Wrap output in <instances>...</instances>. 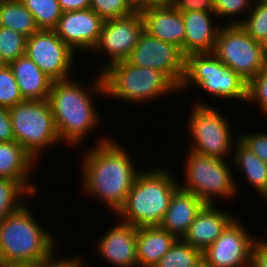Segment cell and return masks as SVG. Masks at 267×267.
Listing matches in <instances>:
<instances>
[{"instance_id": "obj_1", "label": "cell", "mask_w": 267, "mask_h": 267, "mask_svg": "<svg viewBox=\"0 0 267 267\" xmlns=\"http://www.w3.org/2000/svg\"><path fill=\"white\" fill-rule=\"evenodd\" d=\"M95 144L86 148L82 157L80 178L83 193L103 203L116 214L125 203L131 187L141 172L135 159L113 137L102 135Z\"/></svg>"}, {"instance_id": "obj_2", "label": "cell", "mask_w": 267, "mask_h": 267, "mask_svg": "<svg viewBox=\"0 0 267 267\" xmlns=\"http://www.w3.org/2000/svg\"><path fill=\"white\" fill-rule=\"evenodd\" d=\"M94 77L88 88L75 78L53 81L51 85L48 100L58 136L62 144L67 142L66 145L74 149L79 144L82 146L87 135L103 124V116L93 99L94 96L106 97L105 86L102 74L98 73Z\"/></svg>"}, {"instance_id": "obj_3", "label": "cell", "mask_w": 267, "mask_h": 267, "mask_svg": "<svg viewBox=\"0 0 267 267\" xmlns=\"http://www.w3.org/2000/svg\"><path fill=\"white\" fill-rule=\"evenodd\" d=\"M161 166L144 170L137 175L125 203L114 215L137 228L160 226L179 179Z\"/></svg>"}, {"instance_id": "obj_4", "label": "cell", "mask_w": 267, "mask_h": 267, "mask_svg": "<svg viewBox=\"0 0 267 267\" xmlns=\"http://www.w3.org/2000/svg\"><path fill=\"white\" fill-rule=\"evenodd\" d=\"M29 207L25 203L0 221L1 262L35 264L57 246L56 236L45 231Z\"/></svg>"}, {"instance_id": "obj_5", "label": "cell", "mask_w": 267, "mask_h": 267, "mask_svg": "<svg viewBox=\"0 0 267 267\" xmlns=\"http://www.w3.org/2000/svg\"><path fill=\"white\" fill-rule=\"evenodd\" d=\"M101 74L108 100L143 106V103L179 93V88L164 73L135 66L127 60L110 65Z\"/></svg>"}, {"instance_id": "obj_6", "label": "cell", "mask_w": 267, "mask_h": 267, "mask_svg": "<svg viewBox=\"0 0 267 267\" xmlns=\"http://www.w3.org/2000/svg\"><path fill=\"white\" fill-rule=\"evenodd\" d=\"M186 152L182 168L185 178L182 184L179 182L180 188L192 192L205 204L218 205L221 204L218 203L220 199H234L240 185L235 182V169L227 162L228 159L205 156L190 150Z\"/></svg>"}, {"instance_id": "obj_7", "label": "cell", "mask_w": 267, "mask_h": 267, "mask_svg": "<svg viewBox=\"0 0 267 267\" xmlns=\"http://www.w3.org/2000/svg\"><path fill=\"white\" fill-rule=\"evenodd\" d=\"M196 85V86H192ZM190 86L211 95L215 100L247 102L248 83L212 53L190 54L185 57V71L179 92ZM219 98V99H218Z\"/></svg>"}, {"instance_id": "obj_8", "label": "cell", "mask_w": 267, "mask_h": 267, "mask_svg": "<svg viewBox=\"0 0 267 267\" xmlns=\"http://www.w3.org/2000/svg\"><path fill=\"white\" fill-rule=\"evenodd\" d=\"M198 100L193 98L196 102L191 105L186 121L185 127L191 137L188 150L221 159L232 158L233 147L239 136H234L231 122L214 104Z\"/></svg>"}, {"instance_id": "obj_9", "label": "cell", "mask_w": 267, "mask_h": 267, "mask_svg": "<svg viewBox=\"0 0 267 267\" xmlns=\"http://www.w3.org/2000/svg\"><path fill=\"white\" fill-rule=\"evenodd\" d=\"M9 114L15 141L38 165L42 152L61 145L48 99L24 100L9 108Z\"/></svg>"}, {"instance_id": "obj_10", "label": "cell", "mask_w": 267, "mask_h": 267, "mask_svg": "<svg viewBox=\"0 0 267 267\" xmlns=\"http://www.w3.org/2000/svg\"><path fill=\"white\" fill-rule=\"evenodd\" d=\"M213 53L249 83L266 61L261 43L254 40L240 25H223Z\"/></svg>"}, {"instance_id": "obj_11", "label": "cell", "mask_w": 267, "mask_h": 267, "mask_svg": "<svg viewBox=\"0 0 267 267\" xmlns=\"http://www.w3.org/2000/svg\"><path fill=\"white\" fill-rule=\"evenodd\" d=\"M25 54L53 81L73 77L72 68L78 53L65 44L54 30L39 29L33 33L27 38Z\"/></svg>"}, {"instance_id": "obj_12", "label": "cell", "mask_w": 267, "mask_h": 267, "mask_svg": "<svg viewBox=\"0 0 267 267\" xmlns=\"http://www.w3.org/2000/svg\"><path fill=\"white\" fill-rule=\"evenodd\" d=\"M143 31L144 20L139 11L127 17L105 20L99 40L91 52L99 56L104 53L109 58L107 61L104 58L105 62L97 68V73L101 74L114 63L126 61Z\"/></svg>"}, {"instance_id": "obj_13", "label": "cell", "mask_w": 267, "mask_h": 267, "mask_svg": "<svg viewBox=\"0 0 267 267\" xmlns=\"http://www.w3.org/2000/svg\"><path fill=\"white\" fill-rule=\"evenodd\" d=\"M251 234L239 217H235L202 251V257L211 267H251L253 247L258 239Z\"/></svg>"}, {"instance_id": "obj_14", "label": "cell", "mask_w": 267, "mask_h": 267, "mask_svg": "<svg viewBox=\"0 0 267 267\" xmlns=\"http://www.w3.org/2000/svg\"><path fill=\"white\" fill-rule=\"evenodd\" d=\"M127 61L138 67L152 68L164 73L178 88L185 71V56L175 45L142 32Z\"/></svg>"}, {"instance_id": "obj_15", "label": "cell", "mask_w": 267, "mask_h": 267, "mask_svg": "<svg viewBox=\"0 0 267 267\" xmlns=\"http://www.w3.org/2000/svg\"><path fill=\"white\" fill-rule=\"evenodd\" d=\"M104 20L92 9L63 12L53 29L74 52L91 51L96 46Z\"/></svg>"}, {"instance_id": "obj_16", "label": "cell", "mask_w": 267, "mask_h": 267, "mask_svg": "<svg viewBox=\"0 0 267 267\" xmlns=\"http://www.w3.org/2000/svg\"><path fill=\"white\" fill-rule=\"evenodd\" d=\"M97 241V254L113 267H138L137 227L119 220Z\"/></svg>"}, {"instance_id": "obj_17", "label": "cell", "mask_w": 267, "mask_h": 267, "mask_svg": "<svg viewBox=\"0 0 267 267\" xmlns=\"http://www.w3.org/2000/svg\"><path fill=\"white\" fill-rule=\"evenodd\" d=\"M185 26L184 56L212 53L220 28L215 12H182Z\"/></svg>"}, {"instance_id": "obj_18", "label": "cell", "mask_w": 267, "mask_h": 267, "mask_svg": "<svg viewBox=\"0 0 267 267\" xmlns=\"http://www.w3.org/2000/svg\"><path fill=\"white\" fill-rule=\"evenodd\" d=\"M218 206L206 204L189 226L182 240L201 251L211 245L236 217L229 210L225 211Z\"/></svg>"}, {"instance_id": "obj_19", "label": "cell", "mask_w": 267, "mask_h": 267, "mask_svg": "<svg viewBox=\"0 0 267 267\" xmlns=\"http://www.w3.org/2000/svg\"><path fill=\"white\" fill-rule=\"evenodd\" d=\"M140 13L147 33L177 46L184 55L185 26L181 12L173 6H162L146 8Z\"/></svg>"}, {"instance_id": "obj_20", "label": "cell", "mask_w": 267, "mask_h": 267, "mask_svg": "<svg viewBox=\"0 0 267 267\" xmlns=\"http://www.w3.org/2000/svg\"><path fill=\"white\" fill-rule=\"evenodd\" d=\"M36 163L35 159L15 140L0 142V177L21 182L34 196L39 193L37 184L32 180V176L36 175L34 173L38 170Z\"/></svg>"}, {"instance_id": "obj_21", "label": "cell", "mask_w": 267, "mask_h": 267, "mask_svg": "<svg viewBox=\"0 0 267 267\" xmlns=\"http://www.w3.org/2000/svg\"><path fill=\"white\" fill-rule=\"evenodd\" d=\"M205 205L192 192L178 187L171 196L168 209L159 227L167 230L177 239H182L195 217Z\"/></svg>"}, {"instance_id": "obj_22", "label": "cell", "mask_w": 267, "mask_h": 267, "mask_svg": "<svg viewBox=\"0 0 267 267\" xmlns=\"http://www.w3.org/2000/svg\"><path fill=\"white\" fill-rule=\"evenodd\" d=\"M13 75L24 100H47L53 80L26 54L10 62Z\"/></svg>"}, {"instance_id": "obj_23", "label": "cell", "mask_w": 267, "mask_h": 267, "mask_svg": "<svg viewBox=\"0 0 267 267\" xmlns=\"http://www.w3.org/2000/svg\"><path fill=\"white\" fill-rule=\"evenodd\" d=\"M176 240L159 226L137 228L138 267H155Z\"/></svg>"}, {"instance_id": "obj_24", "label": "cell", "mask_w": 267, "mask_h": 267, "mask_svg": "<svg viewBox=\"0 0 267 267\" xmlns=\"http://www.w3.org/2000/svg\"><path fill=\"white\" fill-rule=\"evenodd\" d=\"M233 165L237 172L260 195L267 189V164L246 147L239 139L235 142L232 155Z\"/></svg>"}, {"instance_id": "obj_25", "label": "cell", "mask_w": 267, "mask_h": 267, "mask_svg": "<svg viewBox=\"0 0 267 267\" xmlns=\"http://www.w3.org/2000/svg\"><path fill=\"white\" fill-rule=\"evenodd\" d=\"M0 26L27 38L39 30L32 13L20 0H0Z\"/></svg>"}, {"instance_id": "obj_26", "label": "cell", "mask_w": 267, "mask_h": 267, "mask_svg": "<svg viewBox=\"0 0 267 267\" xmlns=\"http://www.w3.org/2000/svg\"><path fill=\"white\" fill-rule=\"evenodd\" d=\"M34 196L21 182L0 177V221L28 203Z\"/></svg>"}, {"instance_id": "obj_27", "label": "cell", "mask_w": 267, "mask_h": 267, "mask_svg": "<svg viewBox=\"0 0 267 267\" xmlns=\"http://www.w3.org/2000/svg\"><path fill=\"white\" fill-rule=\"evenodd\" d=\"M32 13L39 29L53 30L62 15L58 0H20Z\"/></svg>"}, {"instance_id": "obj_28", "label": "cell", "mask_w": 267, "mask_h": 267, "mask_svg": "<svg viewBox=\"0 0 267 267\" xmlns=\"http://www.w3.org/2000/svg\"><path fill=\"white\" fill-rule=\"evenodd\" d=\"M201 257V250L177 239L155 267H192Z\"/></svg>"}, {"instance_id": "obj_29", "label": "cell", "mask_w": 267, "mask_h": 267, "mask_svg": "<svg viewBox=\"0 0 267 267\" xmlns=\"http://www.w3.org/2000/svg\"><path fill=\"white\" fill-rule=\"evenodd\" d=\"M27 37L0 26V59L8 65L10 62L25 55Z\"/></svg>"}, {"instance_id": "obj_30", "label": "cell", "mask_w": 267, "mask_h": 267, "mask_svg": "<svg viewBox=\"0 0 267 267\" xmlns=\"http://www.w3.org/2000/svg\"><path fill=\"white\" fill-rule=\"evenodd\" d=\"M252 4L253 0H214V12L218 20L221 19L220 23H223L228 17L229 20H226L228 22H224V25L225 23L227 25H239L250 12ZM236 15L241 17L234 18Z\"/></svg>"}, {"instance_id": "obj_31", "label": "cell", "mask_w": 267, "mask_h": 267, "mask_svg": "<svg viewBox=\"0 0 267 267\" xmlns=\"http://www.w3.org/2000/svg\"><path fill=\"white\" fill-rule=\"evenodd\" d=\"M89 8L104 21L127 17L137 12L133 0H90Z\"/></svg>"}, {"instance_id": "obj_32", "label": "cell", "mask_w": 267, "mask_h": 267, "mask_svg": "<svg viewBox=\"0 0 267 267\" xmlns=\"http://www.w3.org/2000/svg\"><path fill=\"white\" fill-rule=\"evenodd\" d=\"M239 25L250 37L261 43L267 35V4L253 3L250 12Z\"/></svg>"}, {"instance_id": "obj_33", "label": "cell", "mask_w": 267, "mask_h": 267, "mask_svg": "<svg viewBox=\"0 0 267 267\" xmlns=\"http://www.w3.org/2000/svg\"><path fill=\"white\" fill-rule=\"evenodd\" d=\"M24 101L9 65L0 69V106L11 108Z\"/></svg>"}, {"instance_id": "obj_34", "label": "cell", "mask_w": 267, "mask_h": 267, "mask_svg": "<svg viewBox=\"0 0 267 267\" xmlns=\"http://www.w3.org/2000/svg\"><path fill=\"white\" fill-rule=\"evenodd\" d=\"M253 103L267 118V62L256 76L248 83L247 104Z\"/></svg>"}, {"instance_id": "obj_35", "label": "cell", "mask_w": 267, "mask_h": 267, "mask_svg": "<svg viewBox=\"0 0 267 267\" xmlns=\"http://www.w3.org/2000/svg\"><path fill=\"white\" fill-rule=\"evenodd\" d=\"M57 246H55L44 258L39 262L33 264V267H88L87 263L84 261L83 255H74L73 256H58Z\"/></svg>"}, {"instance_id": "obj_36", "label": "cell", "mask_w": 267, "mask_h": 267, "mask_svg": "<svg viewBox=\"0 0 267 267\" xmlns=\"http://www.w3.org/2000/svg\"><path fill=\"white\" fill-rule=\"evenodd\" d=\"M239 132V140L267 164V132Z\"/></svg>"}, {"instance_id": "obj_37", "label": "cell", "mask_w": 267, "mask_h": 267, "mask_svg": "<svg viewBox=\"0 0 267 267\" xmlns=\"http://www.w3.org/2000/svg\"><path fill=\"white\" fill-rule=\"evenodd\" d=\"M173 7L179 12H214V0H174Z\"/></svg>"}, {"instance_id": "obj_38", "label": "cell", "mask_w": 267, "mask_h": 267, "mask_svg": "<svg viewBox=\"0 0 267 267\" xmlns=\"http://www.w3.org/2000/svg\"><path fill=\"white\" fill-rule=\"evenodd\" d=\"M262 238L258 236L254 244L251 267H267V238Z\"/></svg>"}, {"instance_id": "obj_39", "label": "cell", "mask_w": 267, "mask_h": 267, "mask_svg": "<svg viewBox=\"0 0 267 267\" xmlns=\"http://www.w3.org/2000/svg\"><path fill=\"white\" fill-rule=\"evenodd\" d=\"M9 108L0 106V142L14 141Z\"/></svg>"}, {"instance_id": "obj_40", "label": "cell", "mask_w": 267, "mask_h": 267, "mask_svg": "<svg viewBox=\"0 0 267 267\" xmlns=\"http://www.w3.org/2000/svg\"><path fill=\"white\" fill-rule=\"evenodd\" d=\"M62 12L84 10L90 7V0H58Z\"/></svg>"}, {"instance_id": "obj_41", "label": "cell", "mask_w": 267, "mask_h": 267, "mask_svg": "<svg viewBox=\"0 0 267 267\" xmlns=\"http://www.w3.org/2000/svg\"><path fill=\"white\" fill-rule=\"evenodd\" d=\"M135 9L142 11L150 7L173 6L174 0H133Z\"/></svg>"}, {"instance_id": "obj_42", "label": "cell", "mask_w": 267, "mask_h": 267, "mask_svg": "<svg viewBox=\"0 0 267 267\" xmlns=\"http://www.w3.org/2000/svg\"><path fill=\"white\" fill-rule=\"evenodd\" d=\"M0 267H33V264L29 263H5L0 261Z\"/></svg>"}, {"instance_id": "obj_43", "label": "cell", "mask_w": 267, "mask_h": 267, "mask_svg": "<svg viewBox=\"0 0 267 267\" xmlns=\"http://www.w3.org/2000/svg\"><path fill=\"white\" fill-rule=\"evenodd\" d=\"M192 267H211V266L203 257H201Z\"/></svg>"}, {"instance_id": "obj_44", "label": "cell", "mask_w": 267, "mask_h": 267, "mask_svg": "<svg viewBox=\"0 0 267 267\" xmlns=\"http://www.w3.org/2000/svg\"><path fill=\"white\" fill-rule=\"evenodd\" d=\"M261 46H262V49H263V55H264L265 61L267 62V35L261 41Z\"/></svg>"}, {"instance_id": "obj_45", "label": "cell", "mask_w": 267, "mask_h": 267, "mask_svg": "<svg viewBox=\"0 0 267 267\" xmlns=\"http://www.w3.org/2000/svg\"><path fill=\"white\" fill-rule=\"evenodd\" d=\"M260 196H261V198L263 197L265 202H267V189Z\"/></svg>"}, {"instance_id": "obj_46", "label": "cell", "mask_w": 267, "mask_h": 267, "mask_svg": "<svg viewBox=\"0 0 267 267\" xmlns=\"http://www.w3.org/2000/svg\"><path fill=\"white\" fill-rule=\"evenodd\" d=\"M253 3H265V4H267V0H253Z\"/></svg>"}, {"instance_id": "obj_47", "label": "cell", "mask_w": 267, "mask_h": 267, "mask_svg": "<svg viewBox=\"0 0 267 267\" xmlns=\"http://www.w3.org/2000/svg\"><path fill=\"white\" fill-rule=\"evenodd\" d=\"M4 65H6V64L0 59V69H1Z\"/></svg>"}]
</instances>
